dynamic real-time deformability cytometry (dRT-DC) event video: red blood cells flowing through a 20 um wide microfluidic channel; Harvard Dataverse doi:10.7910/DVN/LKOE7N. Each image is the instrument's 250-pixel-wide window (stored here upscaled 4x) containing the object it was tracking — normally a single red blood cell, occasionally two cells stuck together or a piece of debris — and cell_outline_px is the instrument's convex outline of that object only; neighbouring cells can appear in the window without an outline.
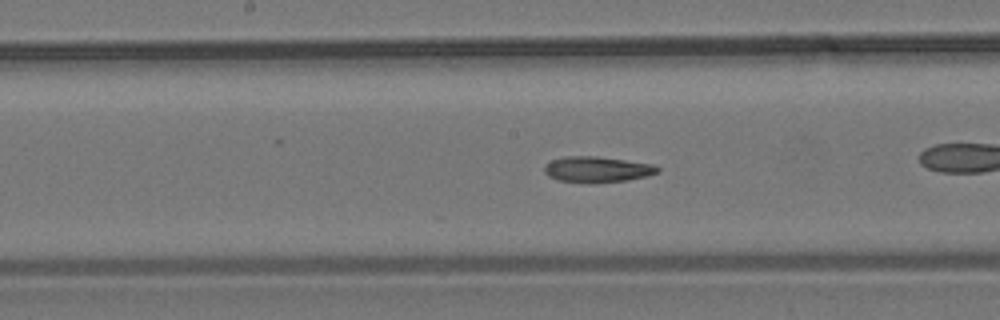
{"species": "common noctule bat (a hibernating species)", "species_latin": "Nyctalus noctula", "temperature_condition": "room temperature", "stored_images_in_passage": 34, "camera_frame_rate_fps": 3000, "um_per_image_px": 0.085, "animal": {"sex": "male", "body_mass_g": 19.2, "forearm_length_mm": 51.8}, "frame": {"image": 1, "passage_image": 15, "time_ms": 4.667, "image_size_px": [1000, 320], "cell_outline_px": [[660, 172], [648, 176], [628, 180], [556, 180], [548, 176], [544, 172], [544, 164], [552, 160], [564, 156], [596, 156], [652, 164], [660, 168]], "centroid_in_image_um": [50.76, 14.35], "position_along_channel_um": 197.4, "area_um2": 16.3}}